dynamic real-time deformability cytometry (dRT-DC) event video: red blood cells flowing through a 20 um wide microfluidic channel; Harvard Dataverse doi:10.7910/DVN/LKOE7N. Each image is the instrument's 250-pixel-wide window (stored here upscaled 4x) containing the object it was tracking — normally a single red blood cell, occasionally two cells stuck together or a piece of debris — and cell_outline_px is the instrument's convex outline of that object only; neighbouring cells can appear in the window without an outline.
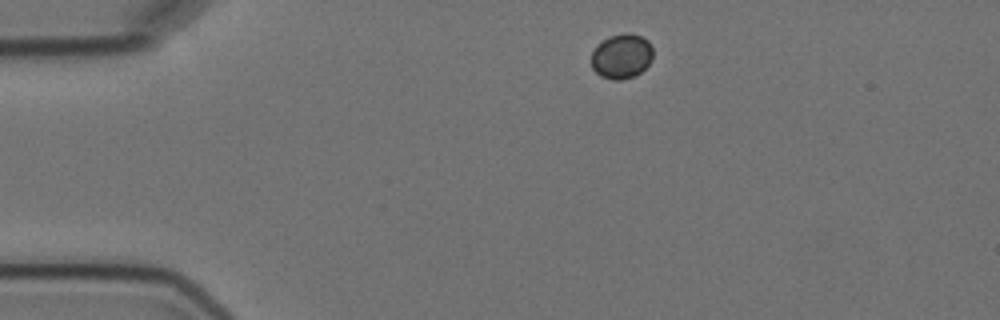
{"species": "Egyptian fruit bat (a non-hibernating species)", "species_latin": "Rousettus aegyptiacus", "temperature_condition": "cold", "stored_images_in_passage": 4, "camera_frame_rate_fps": 3000, "um_per_image_px": 0.085, "animal": {"sex": "female"}, "frame": {"image": 1, "passage_image": 1, "time_ms": 0.0, "image_size_px": [1000, 320], "cell_outline_px": [[652, 60], [636, 76], [620, 80], [612, 80], [600, 76], [592, 68], [592, 52], [596, 44], [608, 36], [624, 32], [628, 32], [640, 36], [648, 40], [652, 44]], "centroid_in_image_um": [52.83, 4.76], "position_along_channel_um": 32.2, "area_um2": 16.36}}
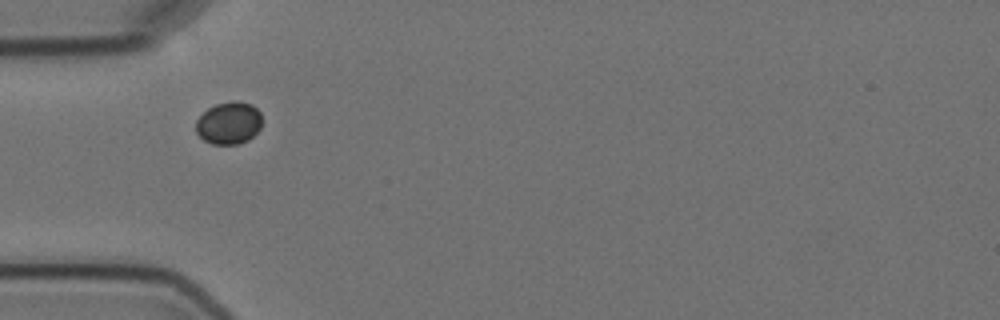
{"frame": {"image": 2, "passage_image": 3, "time_ms": 2.333, "image_size_px": [1000, 320], "cell_outline_px": [[260, 128], [248, 140], [236, 144], [212, 144], [204, 140], [196, 132], [196, 120], [208, 108], [216, 104], [232, 100], [240, 100], [252, 104], [260, 112]], "centroid_in_image_um": [19.45, 10.43], "position_along_channel_um": 65.6, "area_um2": 16.3}}
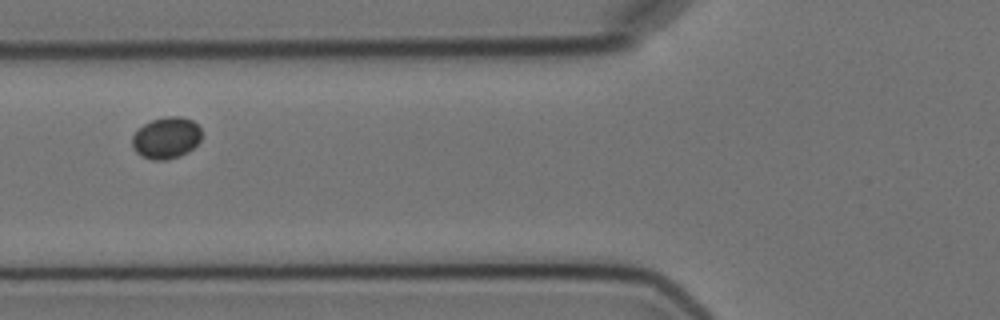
{"frame": {"image": 3, "passage_image": 4, "time_ms": 3.667, "image_size_px": [1000, 320], "cell_outline_px": [[200, 140], [188, 152], [180, 156], [164, 160], [152, 160], [136, 152], [132, 148], [132, 136], [144, 124], [152, 120], [164, 116], [180, 116], [192, 120], [200, 128]], "centroid_in_image_um": [14.12, 11.71], "position_along_channel_um": 111.7, "area_um2": 16.7}}